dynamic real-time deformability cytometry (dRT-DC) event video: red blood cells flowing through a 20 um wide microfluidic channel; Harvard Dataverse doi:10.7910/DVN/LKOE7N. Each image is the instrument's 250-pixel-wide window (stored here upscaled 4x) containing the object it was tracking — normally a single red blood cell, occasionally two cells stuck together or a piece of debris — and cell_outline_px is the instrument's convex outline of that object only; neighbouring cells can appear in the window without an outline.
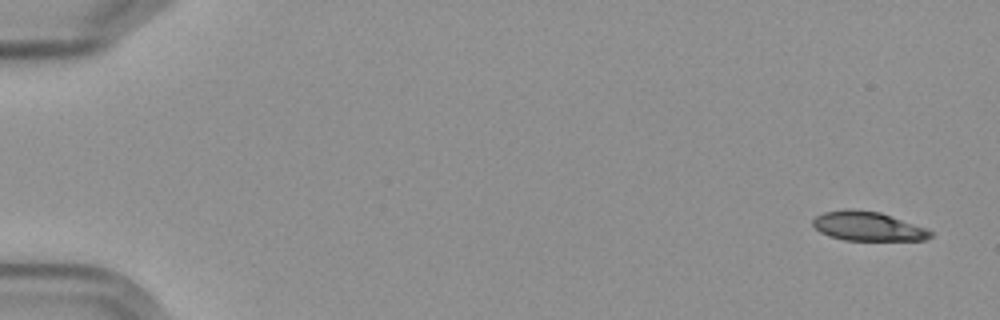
{"species": "Egyptian fruit bat (a non-hibernating species)", "species_latin": "Rousettus aegyptiacus", "temperature_condition": "cold", "stored_images_in_passage": 6, "camera_frame_rate_fps": 3000, "um_per_image_px": 0.085, "frame": {"image": 1, "passage_image": 1, "time_ms": 0.0, "image_size_px": [1000, 320], "cell_outline_px": [[932, 236], [924, 240], [844, 240], [828, 236], [820, 232], [812, 224], [812, 220], [816, 216], [824, 212], [844, 208], [852, 208], [880, 212], [928, 228], [932, 232]], "centroid_in_image_um": [73.76, 19.22], "position_along_channel_um": 11.2, "area_um2": 20.23}}
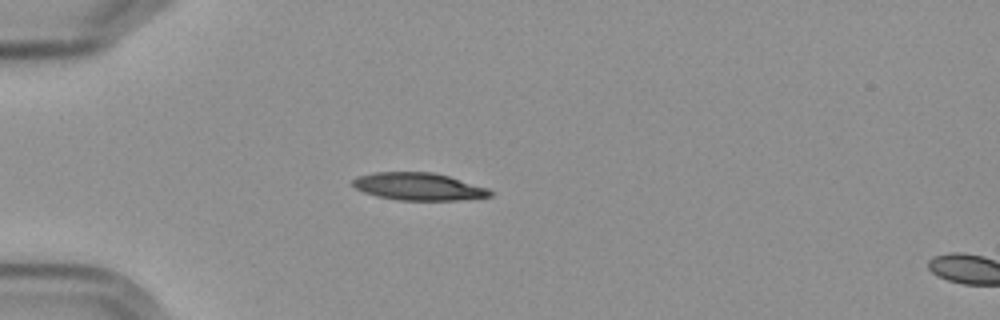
{"frame": {"image": 2, "passage_image": 5, "time_ms": 4.667, "image_size_px": [1000, 320], "cell_outline_px": [[492, 196], [456, 200], [400, 200], [376, 196], [364, 192], [356, 188], [352, 184], [352, 180], [356, 176], [372, 172], [432, 172], [448, 176], [488, 188], [492, 192]], "centroid_in_image_um": [35.54, 15.85], "position_along_channel_um": 49.5, "area_um2": 21.91}}